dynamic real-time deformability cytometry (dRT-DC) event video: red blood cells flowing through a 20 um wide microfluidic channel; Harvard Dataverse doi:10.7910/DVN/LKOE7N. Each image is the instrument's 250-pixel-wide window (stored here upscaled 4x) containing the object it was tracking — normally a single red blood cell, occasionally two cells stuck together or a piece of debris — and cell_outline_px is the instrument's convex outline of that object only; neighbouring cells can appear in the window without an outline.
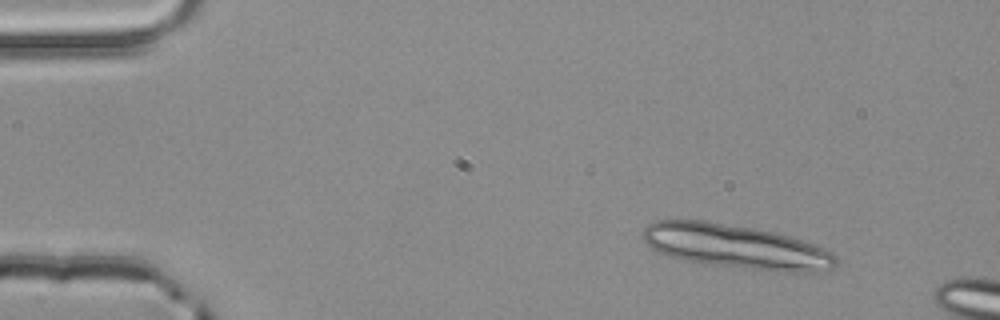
{"species": "common noctule bat (a hibernating species)", "species_latin": "Nyctalus noctula", "temperature_condition": "room temperature", "stored_images_in_passage": 4, "segment_of_instrument_passage": [2, 2], "camera_frame_rate_fps": 3000, "um_per_image_px": 0.085, "animal": {"sex": "male", "body_mass_g": 20.4}, "frame": {"image": 1, "passage_image": 4, "time_ms": 1.0, "image_size_px": [1000, 320], "cell_outline_px": [[840, 264], [836, 268], [816, 272], [784, 272], [704, 264], [684, 260], [668, 256], [652, 248], [640, 236], [644, 228], [652, 220], [704, 220], [752, 228], [772, 232], [788, 236], [824, 248], [832, 252], [836, 256]], "centroid_in_image_um": [62.56, 20.97], "position_along_channel_um": 22.4, "area_um2": 49.77}}